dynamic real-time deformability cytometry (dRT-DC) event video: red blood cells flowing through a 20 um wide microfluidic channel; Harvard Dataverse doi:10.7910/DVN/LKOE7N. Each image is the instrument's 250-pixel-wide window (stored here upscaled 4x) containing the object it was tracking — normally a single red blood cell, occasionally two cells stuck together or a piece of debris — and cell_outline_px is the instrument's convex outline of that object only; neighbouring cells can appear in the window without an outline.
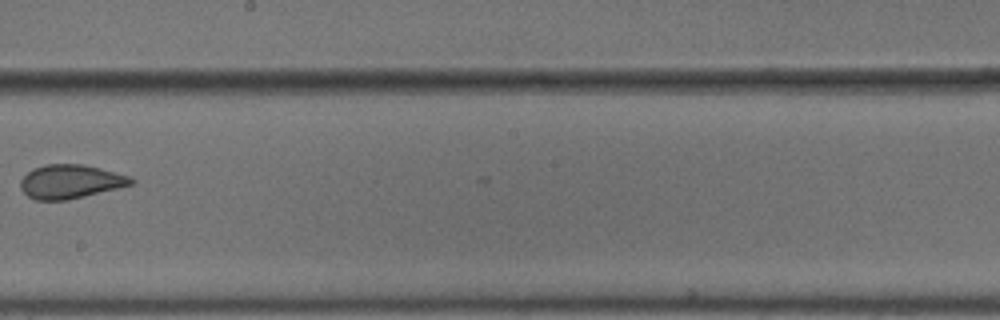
{"species": "common noctule bat (a hibernating species)", "species_latin": "Nyctalus noctula", "temperature_condition": "cold", "stored_images_in_passage": 7, "camera_frame_rate_fps": 3000, "um_per_image_px": 0.085, "animal": {"sex": "male", "body_mass_g": 18.8}, "frame": {"image": 1, "passage_image": 6, "time_ms": 1.667, "image_size_px": [1000, 320], "cell_outline_px": [[136, 184], [68, 200], [36, 200], [28, 196], [20, 188], [20, 180], [32, 168], [44, 164], [84, 164], [132, 176], [136, 180]], "centroid_in_image_um": [6.03, 15.43], "position_along_channel_um": 242.2, "area_um2": 22.14}}
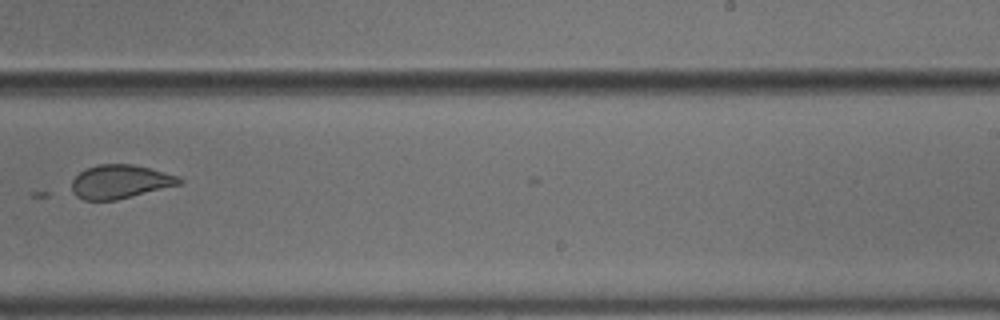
{"frame": {"image": 2, "passage_image": 7, "time_ms": 2.0, "image_size_px": [1000, 320], "cell_outline_px": [[184, 180], [180, 184], [116, 200], [84, 200], [76, 196], [72, 192], [72, 180], [80, 172], [96, 164], [132, 164], [152, 168], [176, 176]], "centroid_in_image_um": [10.19, 15.44], "position_along_channel_um": 278.8, "area_um2": 20.98}}